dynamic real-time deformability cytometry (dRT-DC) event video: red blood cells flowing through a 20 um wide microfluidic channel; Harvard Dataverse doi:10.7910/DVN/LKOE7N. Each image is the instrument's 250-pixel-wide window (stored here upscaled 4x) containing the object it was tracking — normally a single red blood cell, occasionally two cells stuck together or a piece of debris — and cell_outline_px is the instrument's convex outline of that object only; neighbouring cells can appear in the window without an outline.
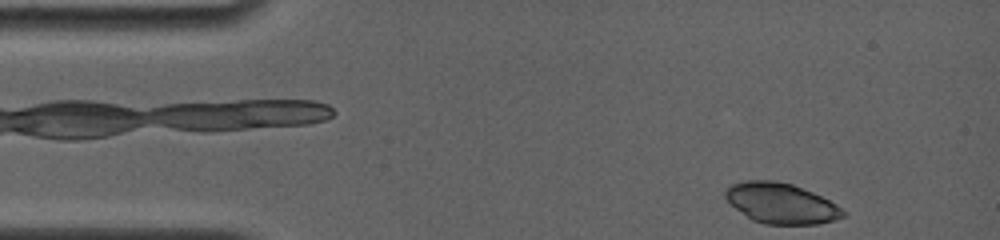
{"species": "common noctule bat (a hibernating species)", "species_latin": "Nyctalus noctula", "temperature_condition": "room temperature", "stored_images_in_passage": 8, "camera_frame_rate_fps": 4000, "um_per_image_px": 0.085, "animal": {"sex": "female", "body_mass_g": 19.0, "forearm_length_mm": 56.7}, "frame": {"image": 1, "passage_image": 1, "time_ms": 0.0, "image_size_px": [1000, 240], "cell_outline_px": [[844, 216], [832, 220], [816, 224], [764, 224], [752, 220], [736, 208], [724, 196], [724, 192], [732, 184], [748, 180], [772, 180], [792, 184], [812, 192], [836, 204], [844, 212]], "centroid_in_image_um": [66.37, 17.28], "position_along_channel_um": 18.6, "area_um2": 27.28}}